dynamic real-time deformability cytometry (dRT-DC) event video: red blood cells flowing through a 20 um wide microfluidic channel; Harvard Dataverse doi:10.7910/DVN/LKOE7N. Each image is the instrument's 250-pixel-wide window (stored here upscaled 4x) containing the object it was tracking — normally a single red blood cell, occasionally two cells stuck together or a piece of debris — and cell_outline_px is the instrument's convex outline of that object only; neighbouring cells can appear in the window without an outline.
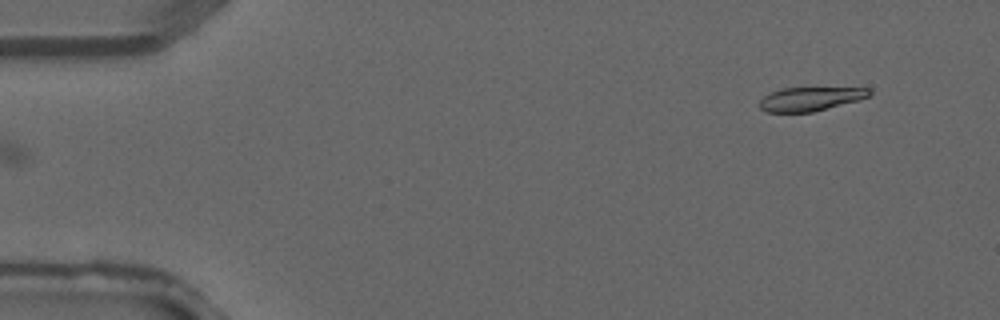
{"species": "common noctule bat (a hibernating species)", "species_latin": "Nyctalus noctula", "temperature_condition": "warm", "stored_images_in_passage": 3, "camera_frame_rate_fps": 3000, "um_per_image_px": 0.085, "animal": {"sex": "male", "forearm_length_mm": 52.5}, "frame": {"image": 1, "passage_image": 3, "time_ms": 0.667, "image_size_px": [1000, 320], "cell_outline_px": [[872, 92], [868, 96], [856, 100], [812, 112], [764, 112], [756, 104], [764, 96], [780, 88], [868, 88]], "centroid_in_image_um": [68.78, 8.41], "position_along_channel_um": 16.2, "area_um2": 15.03}}